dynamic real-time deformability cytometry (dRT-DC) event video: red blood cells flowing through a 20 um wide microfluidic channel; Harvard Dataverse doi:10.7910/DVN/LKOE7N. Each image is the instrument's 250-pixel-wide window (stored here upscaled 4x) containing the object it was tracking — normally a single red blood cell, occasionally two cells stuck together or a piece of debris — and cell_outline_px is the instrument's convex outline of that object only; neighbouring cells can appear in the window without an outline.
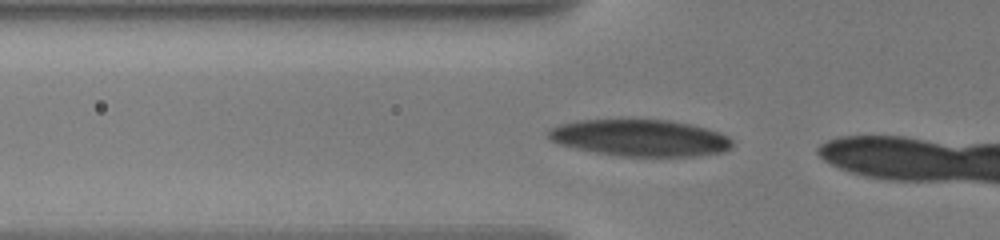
{"species": "human", "species_latin": "Homo sapiens", "temperature_condition": "warm", "stored_images_in_passage": 7, "camera_frame_rate_fps": 3000, "um_per_image_px": 0.085, "donor": {"sex": "male"}, "frame": {"image": 1, "passage_image": 2, "time_ms": 0.333, "image_size_px": [1000, 240], "cell_outline_px": [[732, 148], [724, 152], [692, 156], [620, 156], [596, 152], [576, 148], [560, 144], [552, 140], [548, 136], [548, 132], [552, 128], [560, 124], [576, 120], [672, 120], [692, 124], [708, 128], [720, 132], [728, 136], [732, 140]], "centroid_in_image_um": [54.47, 11.71], "position_along_channel_um": 71.3, "area_um2": 39.3}}
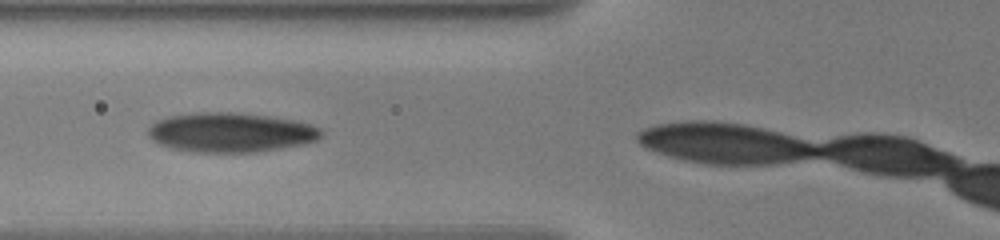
{"frame": {"image": 2, "passage_image": 4, "time_ms": 1.333, "image_size_px": [1000, 240], "cell_outline_px": [[324, 132], [316, 140], [300, 144], [280, 148], [256, 152], [196, 152], [172, 148], [160, 144], [152, 140], [148, 136], [148, 128], [156, 120], [168, 116], [192, 112], [232, 112], [268, 116], [292, 120], [308, 124], [320, 128]], "centroid_in_image_um": [19.55, 11.25], "position_along_channel_um": 106.3, "area_um2": 39.71}}